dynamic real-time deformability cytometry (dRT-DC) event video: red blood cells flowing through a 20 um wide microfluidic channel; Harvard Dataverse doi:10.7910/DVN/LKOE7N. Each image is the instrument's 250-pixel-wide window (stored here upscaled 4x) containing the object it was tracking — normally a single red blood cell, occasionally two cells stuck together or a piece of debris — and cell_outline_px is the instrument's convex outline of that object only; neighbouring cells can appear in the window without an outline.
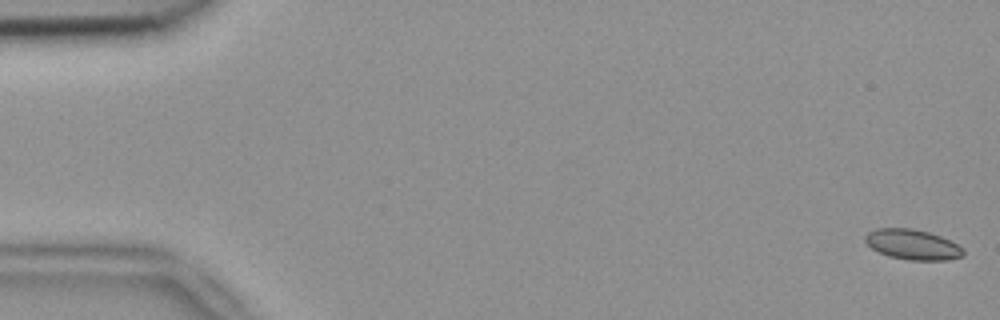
{"species": "common noctule bat (a hibernating species)", "species_latin": "Nyctalus noctula", "temperature_condition": "room temperature", "stored_images_in_passage": 8, "camera_frame_rate_fps": 3000, "um_per_image_px": 0.085, "animal": {"sex": "female", "body_mass_g": 18.4}, "frame": {"image": 1, "passage_image": 1, "time_ms": 0.0, "image_size_px": [1000, 320], "cell_outline_px": [[964, 256], [948, 260], [912, 260], [888, 256], [872, 248], [864, 240], [864, 236], [868, 232], [876, 228], [912, 228], [928, 232], [940, 236], [964, 248]], "centroid_in_image_um": [77.57, 20.78], "position_along_channel_um": 7.4, "area_um2": 17.22}}
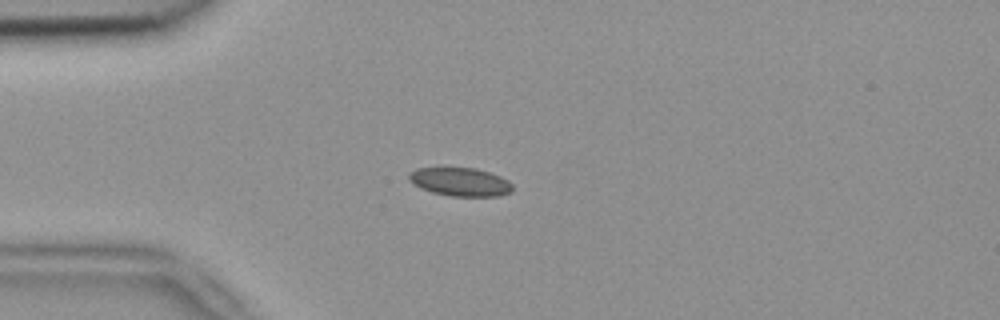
{"frame": {"image": 2, "passage_image": 4, "time_ms": 1.0, "image_size_px": [1000, 320], "cell_outline_px": [[512, 192], [500, 196], [448, 196], [432, 192], [420, 188], [408, 180], [408, 172], [416, 168], [444, 164], [476, 168], [500, 176], [508, 180], [512, 184]], "centroid_in_image_um": [39.05, 15.4], "position_along_channel_um": 46.0, "area_um2": 18.15}}
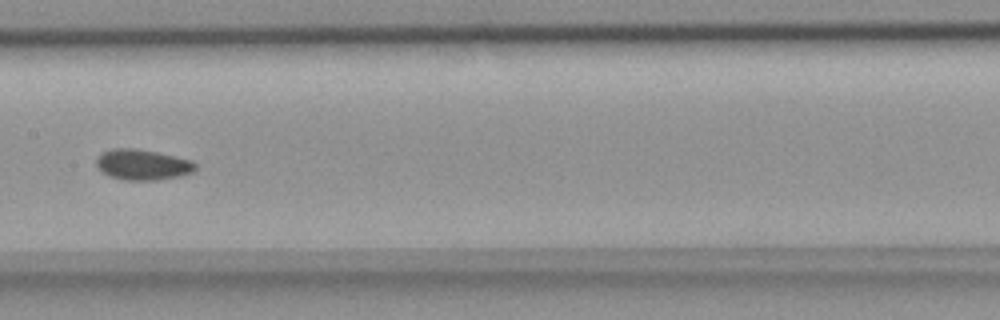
{"frame": {"image": 3, "passage_image": 8, "time_ms": 2.333, "image_size_px": [1000, 320], "cell_outline_px": [[196, 168], [192, 172], [180, 176], [156, 180], [124, 180], [108, 176], [96, 164], [96, 156], [100, 152], [112, 148], [136, 148], [156, 152], [192, 160], [196, 164]], "centroid_in_image_um": [12.09, 13.99], "position_along_channel_um": 195.3, "area_um2": 17.74}}